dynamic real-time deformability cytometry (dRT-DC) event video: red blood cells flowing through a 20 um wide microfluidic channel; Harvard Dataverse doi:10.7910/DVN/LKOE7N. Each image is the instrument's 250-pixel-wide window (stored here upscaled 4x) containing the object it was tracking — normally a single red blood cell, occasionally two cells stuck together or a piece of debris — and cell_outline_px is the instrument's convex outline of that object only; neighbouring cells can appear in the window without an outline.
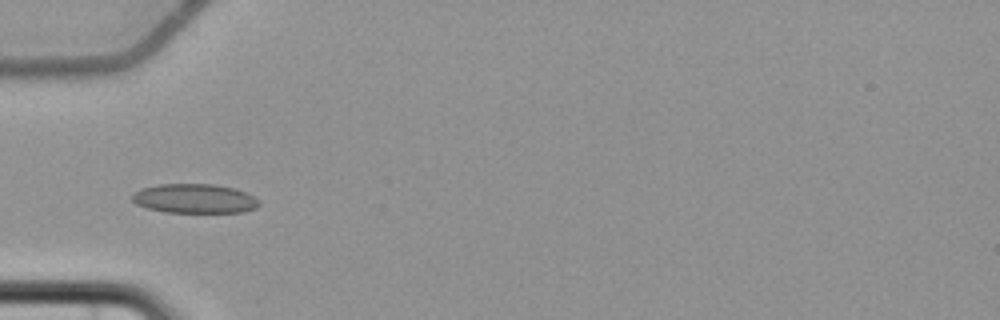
{"species": "common noctule bat (a hibernating species)", "species_latin": "Nyctalus noctula", "temperature_condition": "cold", "stored_images_in_passage": 7, "camera_frame_rate_fps": 3000, "um_per_image_px": 0.085, "animal": {"sex": "female", "body_mass_g": 22.7, "forearm_length_mm": 54.2}, "frame": {"image": 1, "passage_image": 6, "time_ms": 6.0, "image_size_px": [1000, 320], "cell_outline_px": [[260, 204], [256, 208], [244, 212], [164, 212], [148, 208], [136, 204], [132, 200], [132, 196], [140, 188], [156, 184], [216, 184], [236, 188], [260, 200]], "centroid_in_image_um": [16.55, 16.87], "position_along_channel_um": 68.5, "area_um2": 21.79}}
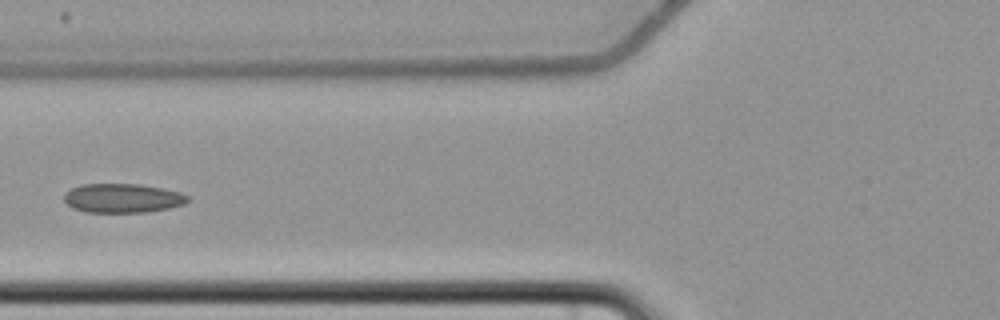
{"frame": {"image": 2, "passage_image": 7, "time_ms": 7.333, "image_size_px": [1000, 320], "cell_outline_px": [[188, 200], [184, 204], [168, 208], [148, 212], [84, 212], [72, 208], [64, 200], [64, 192], [80, 184], [140, 184], [164, 188], [180, 192], [188, 196]], "centroid_in_image_um": [10.4, 16.84], "position_along_channel_um": 115.4, "area_um2": 21.1}}